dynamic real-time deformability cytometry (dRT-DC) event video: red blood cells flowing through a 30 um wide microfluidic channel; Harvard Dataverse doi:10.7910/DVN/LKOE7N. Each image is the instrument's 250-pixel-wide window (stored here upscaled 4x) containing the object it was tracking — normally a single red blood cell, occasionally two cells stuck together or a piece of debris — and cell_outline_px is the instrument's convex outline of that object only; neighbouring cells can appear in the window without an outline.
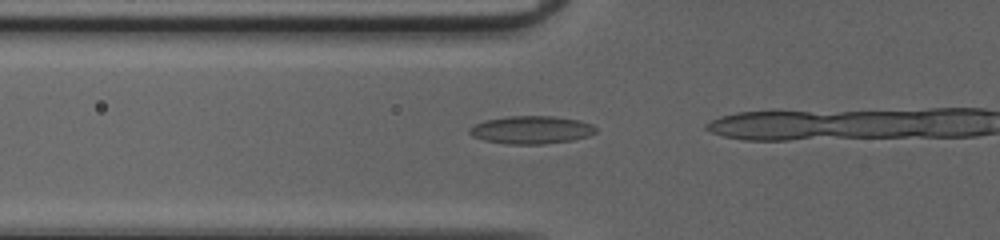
{"species": "common noctule bat (a hibernating species)", "species_latin": "Nyctalus noctula", "temperature_condition": "cold", "stored_images_in_passage": 4, "camera_frame_rate_fps": 3000, "um_per_image_px": 0.085, "animal": {"sex": "female", "body_mass_g": 20.0, "forearm_length_mm": 54.0}, "frame": {"image": 1, "passage_image": 2, "time_ms": 0.333, "image_size_px": [1000, 240], "cell_outline_px": [[596, 132], [588, 136], [572, 140], [544, 144], [508, 144], [484, 140], [472, 136], [468, 132], [468, 128], [484, 120], [508, 116], [552, 116], [580, 120], [592, 124], [596, 128]], "centroid_in_image_um": [45.15, 11.03], "position_along_channel_um": 80.6, "area_um2": 20.58}}